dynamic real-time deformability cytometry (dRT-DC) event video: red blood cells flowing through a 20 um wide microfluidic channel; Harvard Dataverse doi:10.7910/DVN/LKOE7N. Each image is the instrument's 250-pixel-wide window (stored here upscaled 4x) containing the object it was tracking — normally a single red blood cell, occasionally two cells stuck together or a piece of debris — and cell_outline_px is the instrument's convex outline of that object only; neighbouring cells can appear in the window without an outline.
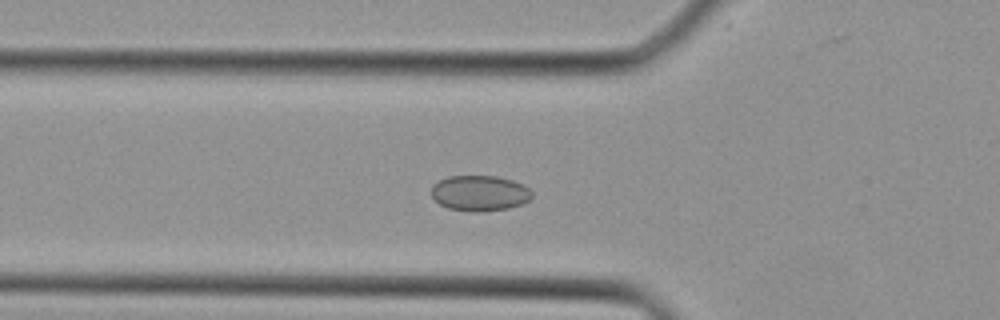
{"species": "Egyptian fruit bat (a non-hibernating species)", "species_latin": "Rousettus aegyptiacus", "temperature_condition": "cold", "stored_images_in_passage": 34, "camera_frame_rate_fps": 3000, "um_per_image_px": 0.085, "animal": {"sex": "female"}, "frame": {"image": 1, "passage_image": 8, "time_ms": 2.333, "image_size_px": [1000, 320], "cell_outline_px": [[532, 196], [528, 200], [520, 204], [508, 208], [476, 212], [448, 208], [440, 204], [432, 196], [432, 184], [448, 176], [496, 176], [512, 180], [528, 188], [532, 192]], "centroid_in_image_um": [40.75, 16.41], "position_along_channel_um": 85.1, "area_um2": 20.58}}
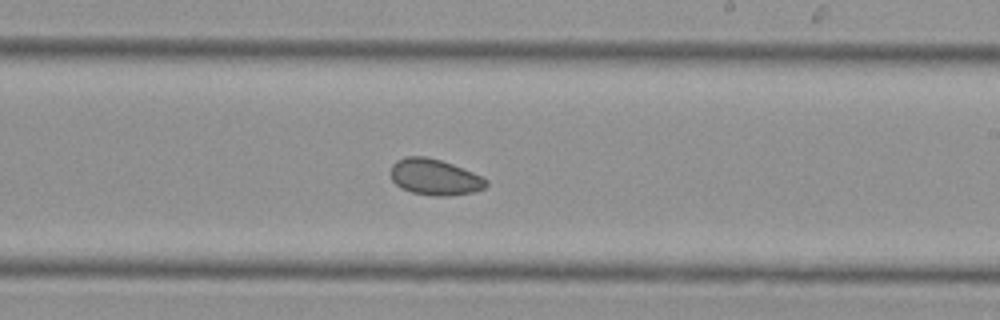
{"frame": {"image": 2, "passage_image": 18, "time_ms": 5.667, "image_size_px": [1000, 320], "cell_outline_px": [[488, 184], [484, 188], [476, 192], [448, 196], [432, 196], [412, 192], [400, 188], [392, 180], [392, 164], [396, 160], [408, 156], [424, 156], [440, 160], [452, 164], [472, 172], [488, 180]], "centroid_in_image_um": [36.96, 15.06], "position_along_channel_um": 252.0, "area_um2": 20.06}}
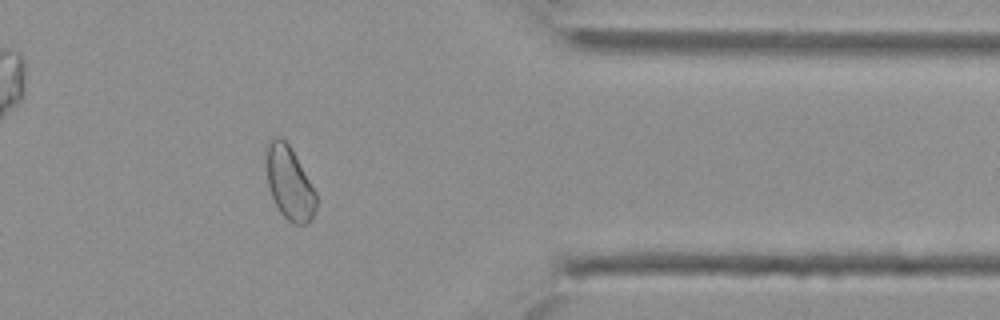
{"frame": {"image": 3, "passage_image": 27, "time_ms": 8.667, "image_size_px": [1000, 320], "cell_outline_px": [[316, 208], [312, 220], [308, 224], [292, 224], [280, 212], [272, 196], [268, 184], [268, 144], [276, 136], [280, 136], [292, 148], [316, 192]], "centroid_in_image_um": [24.65, 15.61], "position_along_channel_um": 386.7, "area_um2": 20.87}}